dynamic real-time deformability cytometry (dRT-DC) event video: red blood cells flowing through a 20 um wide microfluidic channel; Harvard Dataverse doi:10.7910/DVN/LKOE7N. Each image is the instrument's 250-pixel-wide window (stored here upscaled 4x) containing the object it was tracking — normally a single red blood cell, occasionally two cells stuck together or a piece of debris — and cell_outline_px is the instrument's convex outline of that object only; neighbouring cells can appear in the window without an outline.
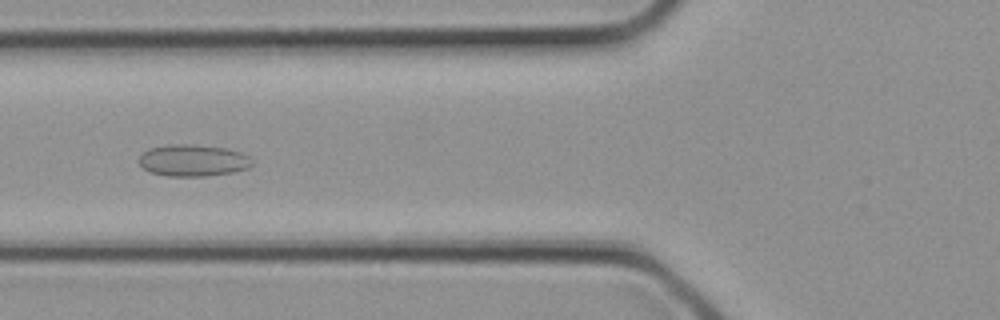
{"species": "common noctule bat (a hibernating species)", "species_latin": "Nyctalus noctula", "temperature_condition": "cold", "stored_images_in_passage": 21, "camera_frame_rate_fps": 3000, "um_per_image_px": 0.085, "animal": {"sex": "female", "body_mass_g": 21.9}, "frame": {"image": 1, "passage_image": 12, "time_ms": 3.667, "image_size_px": [1000, 320], "cell_outline_px": [[252, 164], [248, 168], [232, 172], [204, 176], [168, 176], [152, 172], [144, 168], [136, 160], [148, 148], [168, 144], [192, 144], [224, 148], [240, 152], [248, 156], [252, 160]], "centroid_in_image_um": [16.38, 13.63], "position_along_channel_um": 109.4, "area_um2": 20.87}}
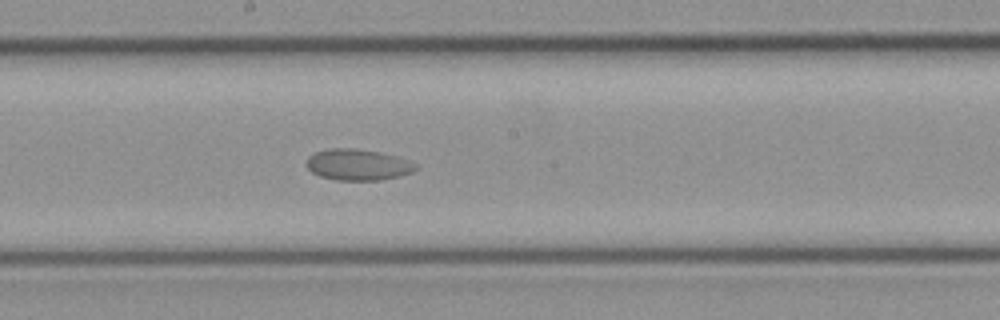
{"frame": {"image": 2, "passage_image": 17, "time_ms": 5.333, "image_size_px": [1000, 320], "cell_outline_px": [[420, 168], [412, 172], [400, 176], [380, 180], [336, 180], [320, 176], [312, 172], [304, 164], [308, 156], [316, 152], [328, 148], [356, 148], [380, 152], [400, 156], [420, 164]], "centroid_in_image_um": [30.47, 13.99], "position_along_channel_um": 217.7, "area_um2": 20.35}}
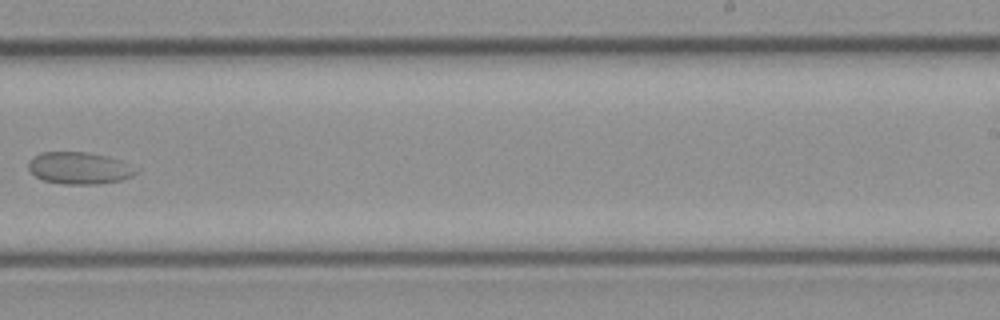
{"frame": {"image": 3, "passage_image": 20, "time_ms": 6.333, "image_size_px": [1000, 320], "cell_outline_px": [[140, 172], [124, 180], [96, 184], [64, 184], [44, 180], [36, 176], [28, 168], [28, 160], [32, 156], [40, 152], [84, 152], [108, 156], [120, 160], [140, 168]], "centroid_in_image_um": [6.79, 14.28], "position_along_channel_um": 282.2, "area_um2": 20.35}}